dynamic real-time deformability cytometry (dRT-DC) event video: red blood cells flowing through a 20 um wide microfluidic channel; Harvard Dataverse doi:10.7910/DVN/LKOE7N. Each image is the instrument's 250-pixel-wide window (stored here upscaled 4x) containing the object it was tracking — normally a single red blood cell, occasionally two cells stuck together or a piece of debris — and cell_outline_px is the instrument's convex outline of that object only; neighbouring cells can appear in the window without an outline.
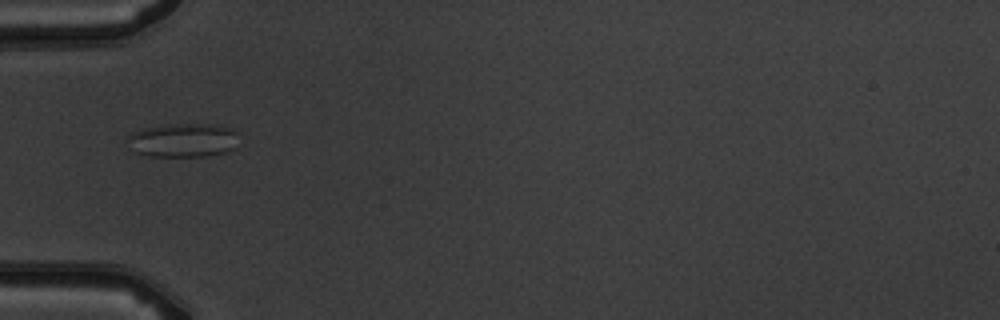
{"species": "common noctule bat (a hibernating species)", "species_latin": "Nyctalus noctula", "temperature_condition": "warm", "stored_images_in_passage": 5, "camera_frame_rate_fps": 3000, "um_per_image_px": 0.085, "animal": {"sex": "male", "body_mass_g": 19.5, "forearm_length_mm": 54.6}, "frame": {"image": 1, "passage_image": 5, "time_ms": 4.667, "image_size_px": [1000, 320], "cell_outline_px": [[236, 148], [224, 152], [208, 156], [148, 156], [136, 152], [124, 140], [132, 132], [144, 128], [168, 124], [208, 124], [232, 128], [236, 132]], "centroid_in_image_um": [15.53, 11.92], "position_along_channel_um": 69.5, "area_um2": 22.02}}